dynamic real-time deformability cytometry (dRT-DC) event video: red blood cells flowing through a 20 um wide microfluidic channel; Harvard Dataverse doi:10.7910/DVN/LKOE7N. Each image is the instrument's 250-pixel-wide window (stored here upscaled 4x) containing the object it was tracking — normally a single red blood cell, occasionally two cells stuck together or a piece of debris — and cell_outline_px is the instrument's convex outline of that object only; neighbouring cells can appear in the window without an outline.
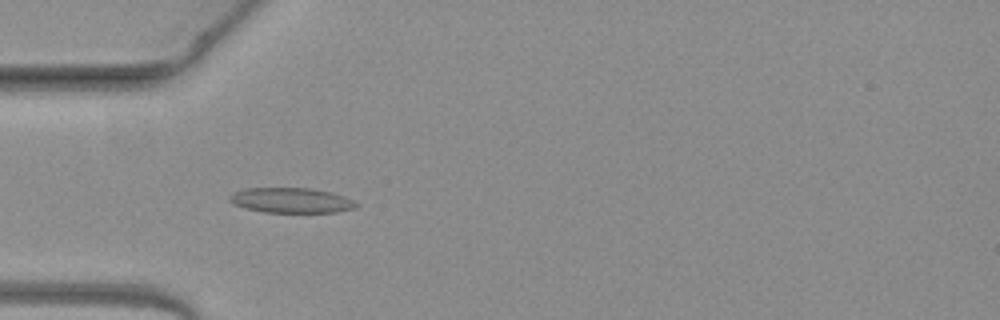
{"species": "common noctule bat (a hibernating species)", "species_latin": "Nyctalus noctula", "temperature_condition": "warm", "stored_images_in_passage": 44, "camera_frame_rate_fps": 3000, "um_per_image_px": 0.085, "animal": {"sex": "female", "body_mass_g": 19.3, "forearm_length_mm": 54.1}, "frame": {"image": 1, "passage_image": 12, "time_ms": 3.667, "image_size_px": [1000, 320], "cell_outline_px": [[360, 204], [356, 208], [336, 212], [264, 212], [244, 208], [232, 204], [228, 200], [228, 196], [232, 192], [248, 188], [312, 188], [344, 196]], "centroid_in_image_um": [24.71, 17.03], "position_along_channel_um": 60.3, "area_um2": 18.61}}
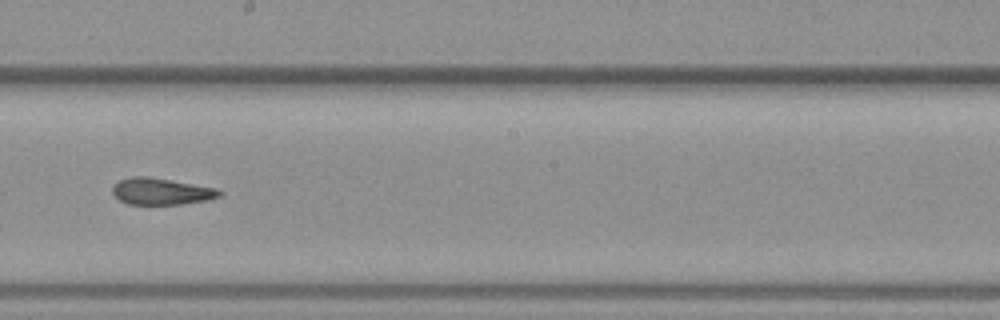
{"frame": {"image": 2, "passage_image": 25, "time_ms": 8.0, "image_size_px": [1000, 320], "cell_outline_px": [[224, 192], [220, 196], [208, 200], [184, 204], [128, 204], [120, 200], [112, 192], [112, 188], [120, 180], [132, 176], [148, 176], [220, 188]], "centroid_in_image_um": [13.78, 16.26], "position_along_channel_um": 234.4, "area_um2": 16.76}}
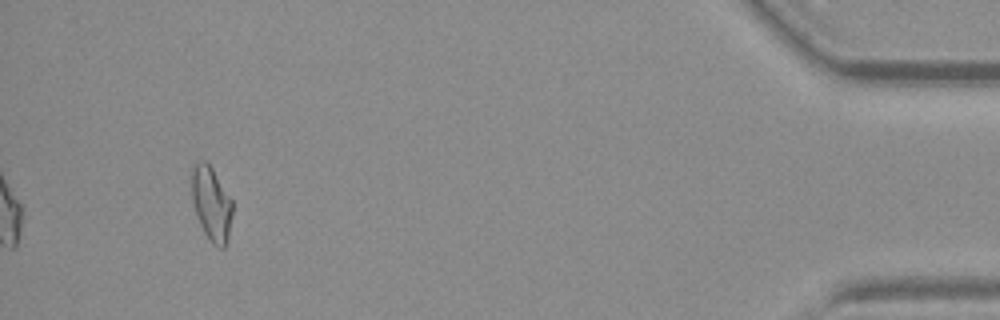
{"frame": {"image": 3, "passage_image": 44, "time_ms": 14.333, "image_size_px": [1000, 320], "cell_outline_px": [[232, 212], [228, 240], [224, 248], [220, 248], [212, 244], [204, 232], [200, 224], [192, 200], [192, 168], [200, 160], [204, 160], [212, 168], [232, 200]], "centroid_in_image_um": [17.98, 17.34], "position_along_channel_um": 417.2, "area_um2": 17.4}, "authors_computed_cell_mechanics": {"area_um2": 17.3978, "velocity_mm_per_s": 4.0683, "shape_relaxation_time_tau1_ms": null, "shape_relaxation_time_tau2_ms": 4.2605, "deformation_change_tau1": null, "deformation_change_tau2": 0.1197}}